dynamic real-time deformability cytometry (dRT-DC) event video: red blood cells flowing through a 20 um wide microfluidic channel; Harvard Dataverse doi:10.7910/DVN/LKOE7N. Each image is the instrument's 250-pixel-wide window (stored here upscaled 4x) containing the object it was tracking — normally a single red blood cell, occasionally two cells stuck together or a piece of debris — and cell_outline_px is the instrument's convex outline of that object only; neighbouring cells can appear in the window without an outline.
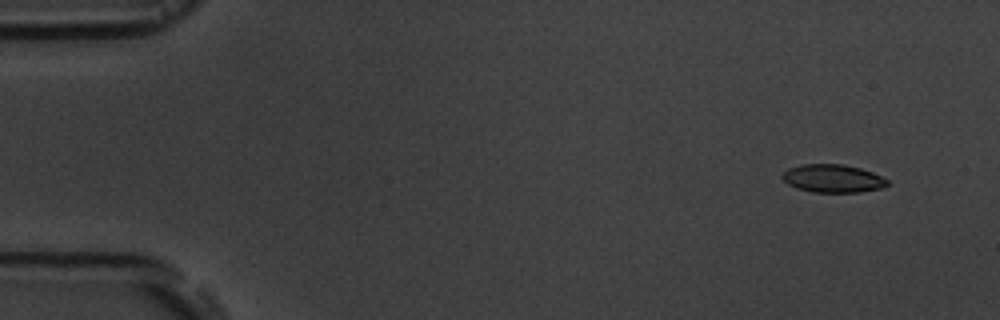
{"species": "common noctule bat (a hibernating species)", "species_latin": "Nyctalus noctula", "temperature_condition": "room temperature", "stored_images_in_passage": 6, "camera_frame_rate_fps": 3000, "um_per_image_px": 0.085, "animal": {"sex": "male", "body_mass_g": 19.5, "forearm_length_mm": 54.6}, "frame": {"image": 1, "passage_image": 2, "time_ms": 1.0, "image_size_px": [1000, 320], "cell_outline_px": [[888, 184], [880, 188], [860, 192], [812, 192], [796, 188], [788, 184], [780, 176], [788, 168], [800, 164], [844, 164], [860, 168], [872, 172], [888, 180]], "centroid_in_image_um": [70.75, 15.16], "position_along_channel_um": 14.2, "area_um2": 17.17}}
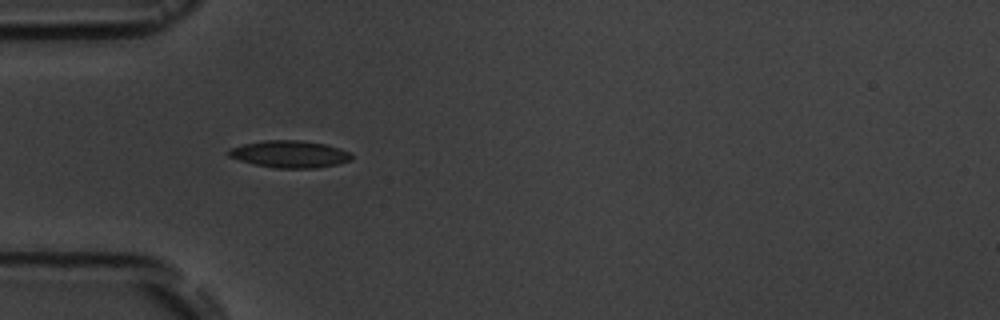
{"frame": {"image": 2, "passage_image": 5, "time_ms": 5.333, "image_size_px": [1000, 320], "cell_outline_px": [[352, 160], [336, 164], [316, 168], [276, 168], [252, 164], [228, 156], [224, 152], [228, 148], [244, 144], [264, 140], [300, 140], [324, 144], [340, 148], [348, 152], [352, 156]], "centroid_in_image_um": [24.57, 13.1], "position_along_channel_um": 60.4, "area_um2": 19.48}}
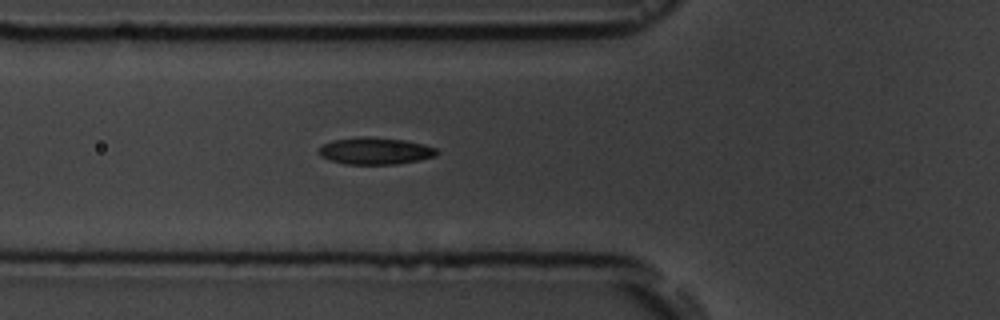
{"frame": {"image": 3, "passage_image": 6, "time_ms": 6.333, "image_size_px": [1000, 320], "cell_outline_px": [[440, 152], [436, 156], [420, 160], [396, 164], [348, 164], [332, 160], [320, 156], [316, 152], [324, 144], [332, 140], [360, 136], [368, 136], [404, 140], [424, 144], [436, 148]], "centroid_in_image_um": [31.92, 12.82], "position_along_channel_um": 93.9, "area_um2": 18.61}}